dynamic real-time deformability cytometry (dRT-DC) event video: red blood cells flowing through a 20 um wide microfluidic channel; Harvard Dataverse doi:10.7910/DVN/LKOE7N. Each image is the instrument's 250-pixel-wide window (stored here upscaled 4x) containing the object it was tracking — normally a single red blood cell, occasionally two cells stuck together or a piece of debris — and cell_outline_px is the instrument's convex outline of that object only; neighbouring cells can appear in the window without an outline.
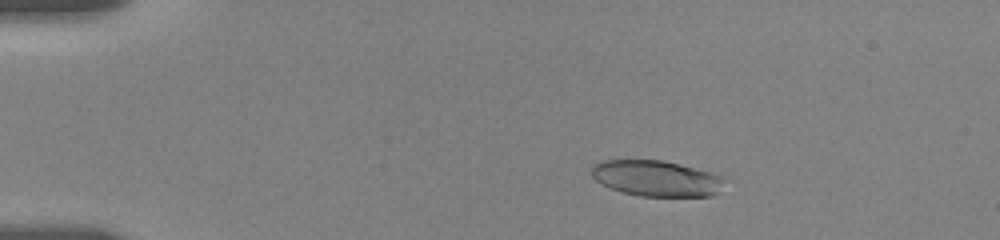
{"species": "human", "species_latin": "Homo sapiens", "temperature_condition": "room temperature", "stored_images_in_passage": 7, "camera_frame_rate_fps": 3000, "um_per_image_px": 0.085, "donor": {"sex": "female"}, "frame": {"image": 1, "passage_image": 3, "time_ms": 2.0, "image_size_px": [1000, 240], "cell_outline_px": [[724, 180], [720, 192], [712, 196], [640, 196], [620, 192], [596, 180], [592, 176], [592, 164], [600, 160], [664, 160], [680, 164], [708, 172], [720, 176]], "centroid_in_image_um": [55.77, 15.16], "position_along_channel_um": 29.2, "area_um2": 27.69}}
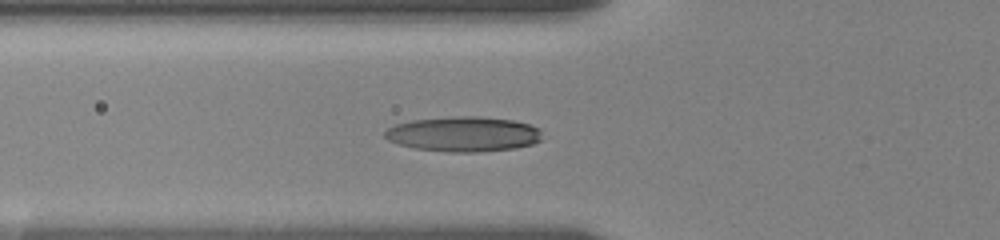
{"frame": {"image": 2, "passage_image": 7, "time_ms": 5.667, "image_size_px": [1000, 240], "cell_outline_px": [[540, 140], [532, 144], [516, 148], [480, 152], [448, 152], [416, 148], [400, 144], [388, 140], [384, 136], [384, 132], [388, 128], [396, 124], [412, 120], [452, 116], [480, 116], [512, 120], [528, 124], [540, 128]], "centroid_in_image_um": [39.4, 11.39], "position_along_channel_um": 86.4, "area_um2": 32.08}}